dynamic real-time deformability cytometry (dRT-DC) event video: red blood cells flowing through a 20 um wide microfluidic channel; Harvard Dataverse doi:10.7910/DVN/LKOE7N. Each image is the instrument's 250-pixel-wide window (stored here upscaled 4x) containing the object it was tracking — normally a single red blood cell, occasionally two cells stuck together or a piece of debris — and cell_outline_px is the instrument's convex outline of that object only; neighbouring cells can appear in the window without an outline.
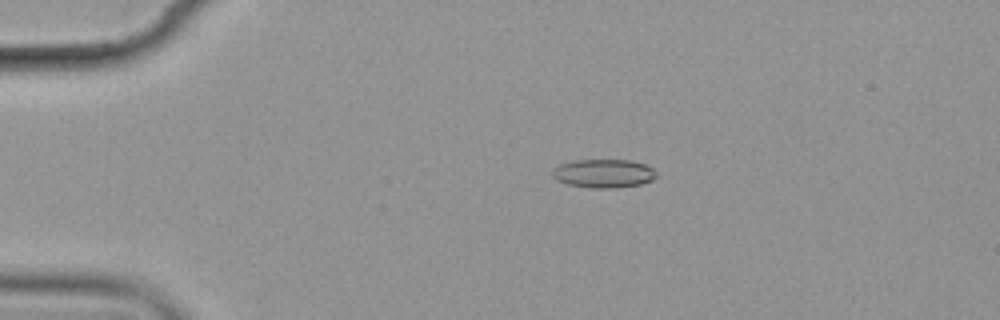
{"species": "common noctule bat (a hibernating species)", "species_latin": "Nyctalus noctula", "temperature_condition": "cold", "stored_images_in_passage": 7, "camera_frame_rate_fps": 3000, "um_per_image_px": 0.085, "animal": {"sex": "female", "body_mass_g": 19.9}, "frame": {"image": 1, "passage_image": 4, "time_ms": 3.333, "image_size_px": [1000, 320], "cell_outline_px": [[656, 176], [652, 180], [640, 184], [616, 188], [592, 188], [568, 184], [556, 180], [552, 176], [552, 168], [560, 164], [572, 160], [628, 160], [644, 164], [652, 168], [656, 172]], "centroid_in_image_um": [51.27, 14.74], "position_along_channel_um": 33.7, "area_um2": 17.34}}
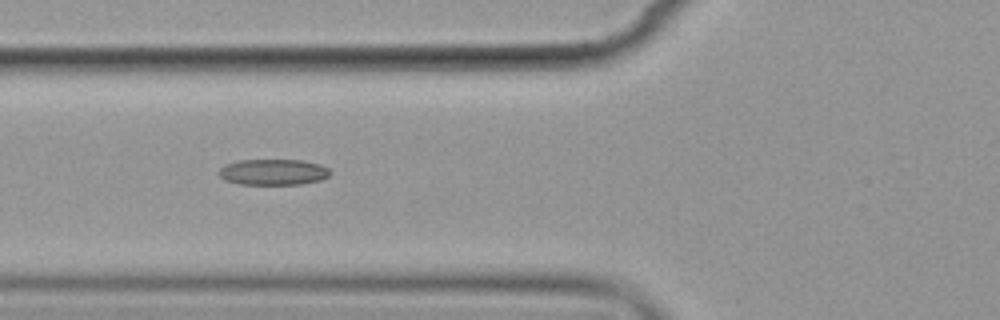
{"frame": {"image": 2, "passage_image": 6, "time_ms": 6.667, "image_size_px": [1000, 320], "cell_outline_px": [[332, 172], [328, 176], [320, 180], [300, 184], [240, 184], [224, 180], [216, 172], [220, 168], [228, 164], [240, 160], [300, 160], [320, 164], [328, 168]], "centroid_in_image_um": [23.22, 14.62], "position_along_channel_um": 102.6, "area_um2": 16.76}}
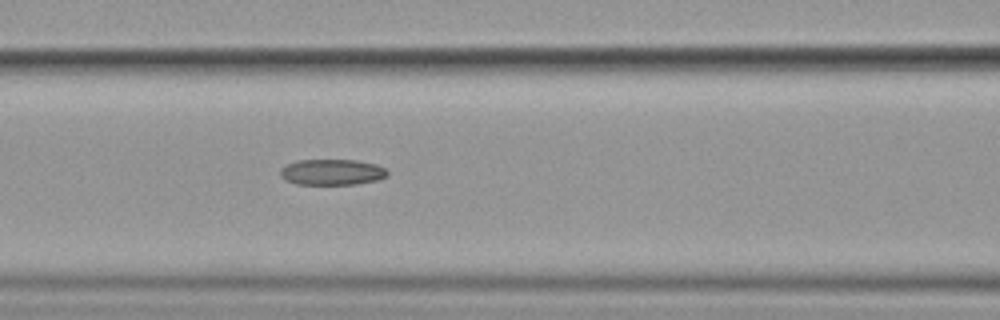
{"frame": {"image": 3, "passage_image": 7, "time_ms": 7.667, "image_size_px": [1000, 320], "cell_outline_px": [[388, 176], [376, 180], [356, 184], [296, 184], [284, 180], [280, 176], [280, 168], [296, 160], [356, 160], [376, 164], [384, 168], [388, 172]], "centroid_in_image_um": [28.19, 14.63], "position_along_channel_um": 138.4, "area_um2": 16.18}}